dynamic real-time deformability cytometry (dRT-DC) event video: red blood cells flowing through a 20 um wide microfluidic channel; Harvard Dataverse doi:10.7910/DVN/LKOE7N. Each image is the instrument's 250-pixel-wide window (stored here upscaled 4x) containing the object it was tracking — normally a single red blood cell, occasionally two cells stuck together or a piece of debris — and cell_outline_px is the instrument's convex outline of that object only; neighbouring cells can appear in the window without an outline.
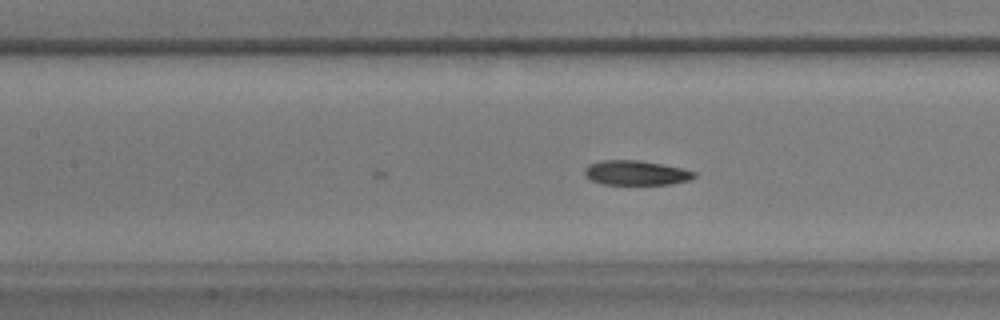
{"species": "common noctule bat (a hibernating species)", "species_latin": "Nyctalus noctula", "temperature_condition": "warm", "stored_images_in_passage": 15, "camera_frame_rate_fps": 3000, "um_per_image_px": 0.085, "animal": {"sex": "male", "body_mass_g": 17.9}, "frame": {"image": 1, "passage_image": 15, "time_ms": 4.667, "image_size_px": [1000, 320], "cell_outline_px": [[696, 176], [688, 180], [672, 184], [600, 184], [584, 176], [584, 168], [588, 164], [604, 160], [636, 160], [660, 164], [680, 168], [696, 172]], "centroid_in_image_um": [54.01, 14.69], "position_along_channel_um": 153.4, "area_um2": 15.61}}